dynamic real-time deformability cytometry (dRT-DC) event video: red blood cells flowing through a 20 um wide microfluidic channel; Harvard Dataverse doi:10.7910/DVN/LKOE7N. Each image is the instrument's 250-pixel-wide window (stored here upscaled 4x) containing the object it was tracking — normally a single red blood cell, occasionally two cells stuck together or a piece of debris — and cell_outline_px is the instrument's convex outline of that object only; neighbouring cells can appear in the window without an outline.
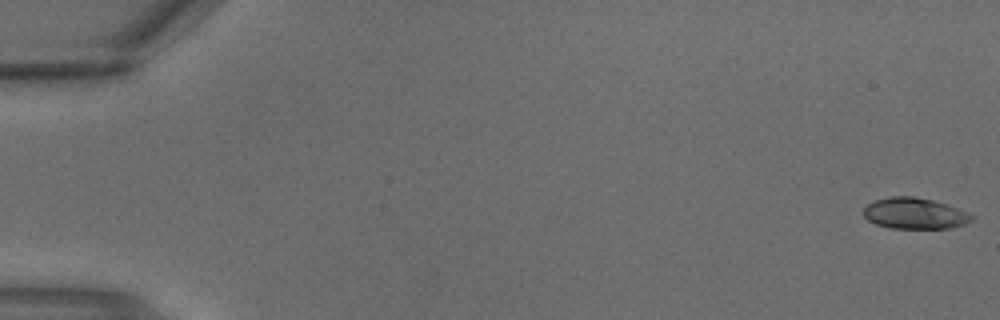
{"species": "common noctule bat (a hibernating species)", "species_latin": "Nyctalus noctula", "temperature_condition": "warm", "stored_images_in_passage": 2, "camera_frame_rate_fps": 3000, "um_per_image_px": 0.085, "animal": {"sex": "male", "body_mass_g": 18.8}, "frame": {"image": 1, "passage_image": 1, "time_ms": 0.0, "image_size_px": [1000, 320], "cell_outline_px": [[976, 216], [972, 220], [964, 224], [948, 228], [888, 228], [876, 224], [868, 220], [864, 216], [864, 208], [868, 204], [876, 200], [892, 196], [916, 196], [948, 204], [968, 212]], "centroid_in_image_um": [77.77, 18.13], "position_along_channel_um": 7.2, "area_um2": 19.65}}